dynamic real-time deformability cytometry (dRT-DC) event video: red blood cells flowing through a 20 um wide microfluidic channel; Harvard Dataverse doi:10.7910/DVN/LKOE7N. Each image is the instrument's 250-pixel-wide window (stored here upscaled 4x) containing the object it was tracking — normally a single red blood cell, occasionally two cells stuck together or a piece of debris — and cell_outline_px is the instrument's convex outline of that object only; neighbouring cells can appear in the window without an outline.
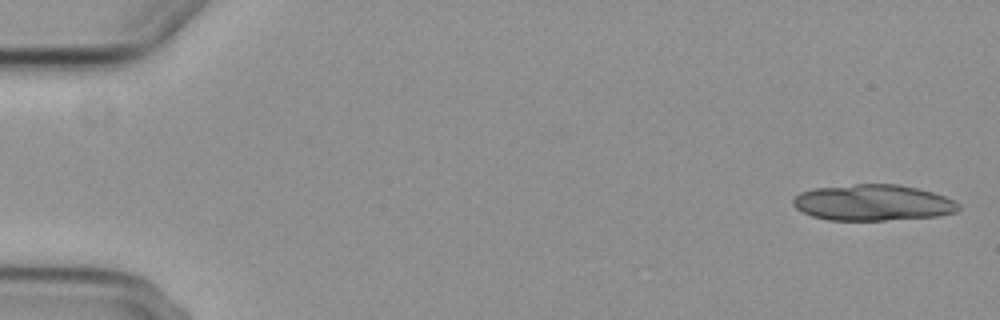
{"species": "common noctule bat (a hibernating species)", "species_latin": "Nyctalus noctula", "temperature_condition": "cold", "stored_images_in_passage": 6, "camera_frame_rate_fps": 3000, "um_per_image_px": 0.085, "animal": {"sex": "female", "body_mass_g": 29.2, "forearm_length_mm": 56.3}, "frame": {"image": 1, "passage_image": 1, "time_ms": 0.0, "image_size_px": [1000, 320], "cell_outline_px": [[960, 208], [956, 212], [940, 216], [884, 220], [828, 220], [812, 216], [796, 208], [792, 204], [792, 200], [800, 192], [816, 188], [856, 184], [896, 184], [916, 188], [932, 192], [944, 196], [960, 204]], "centroid_in_image_um": [74.2, 17.23], "position_along_channel_um": 10.8, "area_um2": 34.68}}
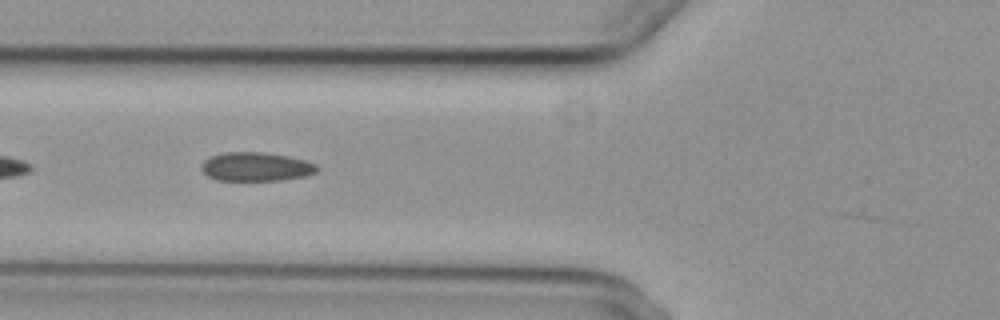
{"frame": {"image": 2, "passage_image": 6, "time_ms": 6.667, "image_size_px": [1000, 320], "cell_outline_px": [[320, 168], [316, 172], [308, 176], [280, 180], [216, 180], [208, 176], [200, 168], [200, 164], [204, 160], [212, 156], [224, 152], [264, 152], [288, 156], [304, 160], [316, 164]], "centroid_in_image_um": [21.77, 14.17], "position_along_channel_um": 104.0, "area_um2": 19.54}}